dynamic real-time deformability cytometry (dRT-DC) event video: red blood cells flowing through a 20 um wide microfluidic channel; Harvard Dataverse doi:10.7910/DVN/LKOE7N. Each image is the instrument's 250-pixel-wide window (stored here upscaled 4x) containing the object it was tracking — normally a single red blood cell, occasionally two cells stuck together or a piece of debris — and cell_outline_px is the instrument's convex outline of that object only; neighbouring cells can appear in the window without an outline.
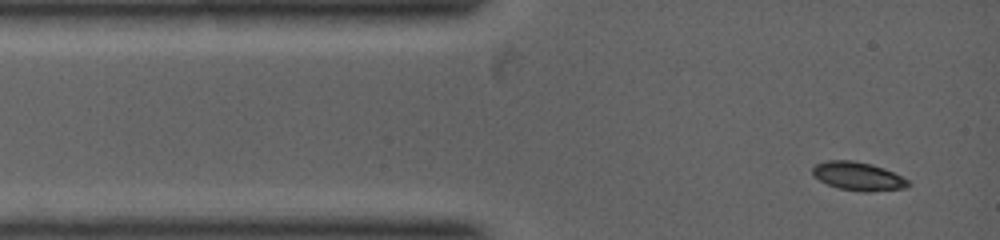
{"species": "common noctule bat (a hibernating species)", "species_latin": "Nyctalus noctula", "temperature_condition": "warm", "stored_images_in_passage": 4, "camera_frame_rate_fps": 5000, "um_per_image_px": 0.085, "animal": {"sex": "female", "body_mass_g": 19.0, "forearm_length_mm": 53.3}, "frame": {"image": 1, "passage_image": 1, "time_ms": 0.0, "image_size_px": [1000, 240], "cell_outline_px": [[912, 184], [908, 188], [868, 192], [864, 192], [840, 188], [828, 184], [812, 176], [812, 168], [816, 164], [828, 160], [852, 160], [872, 164], [884, 168], [908, 180]], "centroid_in_image_um": [72.95, 14.98], "position_along_channel_um": 12.0, "area_um2": 15.9}}
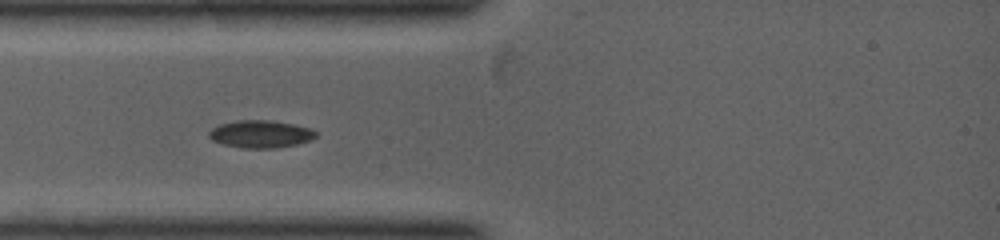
{"frame": {"image": 2, "passage_image": 3, "time_ms": 0.4, "image_size_px": [1000, 240], "cell_outline_px": [[316, 136], [312, 140], [300, 144], [276, 148], [240, 148], [220, 144], [212, 140], [208, 136], [208, 132], [212, 128], [220, 124], [236, 120], [272, 120], [296, 124], [308, 128], [316, 132]], "centroid_in_image_um": [22.14, 11.4], "position_along_channel_um": 62.9, "area_um2": 17.46}}
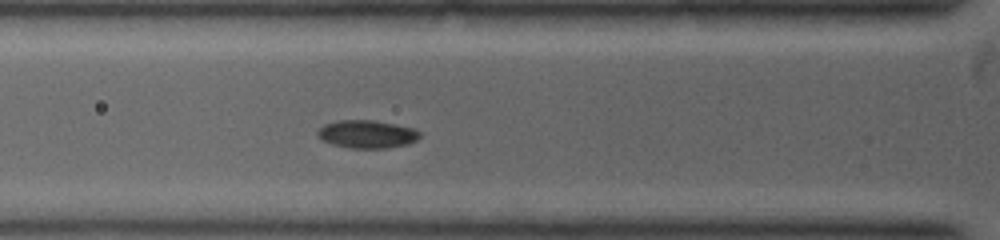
{"frame": {"image": 3, "passage_image": 4, "time_ms": 0.6, "image_size_px": [1000, 240], "cell_outline_px": [[420, 136], [416, 140], [408, 144], [388, 148], [348, 148], [332, 144], [320, 140], [316, 136], [316, 132], [324, 124], [336, 120], [376, 120], [416, 128], [420, 132]], "centroid_in_image_um": [31.18, 11.4], "position_along_channel_um": 94.6, "area_um2": 16.99}}